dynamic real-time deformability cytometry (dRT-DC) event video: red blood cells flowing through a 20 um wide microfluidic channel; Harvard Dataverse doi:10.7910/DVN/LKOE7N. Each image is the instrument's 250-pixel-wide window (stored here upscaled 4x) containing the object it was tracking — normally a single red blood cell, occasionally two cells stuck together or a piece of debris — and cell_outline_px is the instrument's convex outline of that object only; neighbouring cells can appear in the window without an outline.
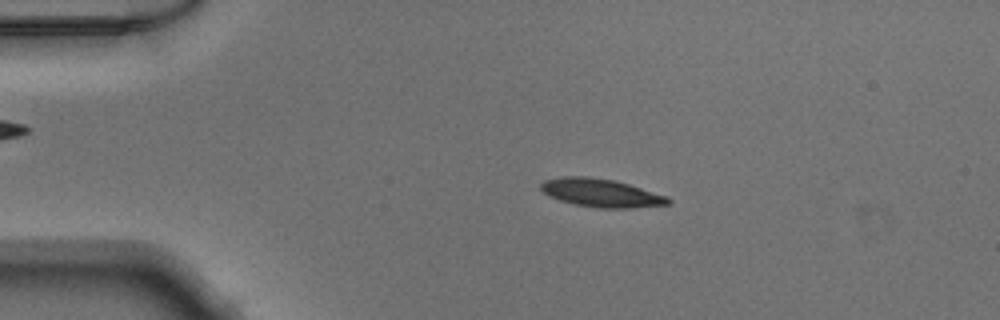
{"species": "Egyptian fruit bat (a non-hibernating species)", "species_latin": "Rousettus aegyptiacus", "temperature_condition": "warm", "stored_images_in_passage": 50, "camera_frame_rate_fps": 3000, "um_per_image_px": 0.085, "animal": {"sex": "male"}, "frame": {"image": 1, "passage_image": 10, "time_ms": 3.0, "image_size_px": [1000, 320], "cell_outline_px": [[672, 200], [668, 204], [628, 208], [600, 208], [576, 204], [560, 200], [548, 196], [540, 188], [540, 184], [544, 180], [564, 176], [588, 176], [612, 180], [628, 184], [668, 196]], "centroid_in_image_um": [51.07, 16.39], "position_along_channel_um": 33.9, "area_um2": 20.75}}
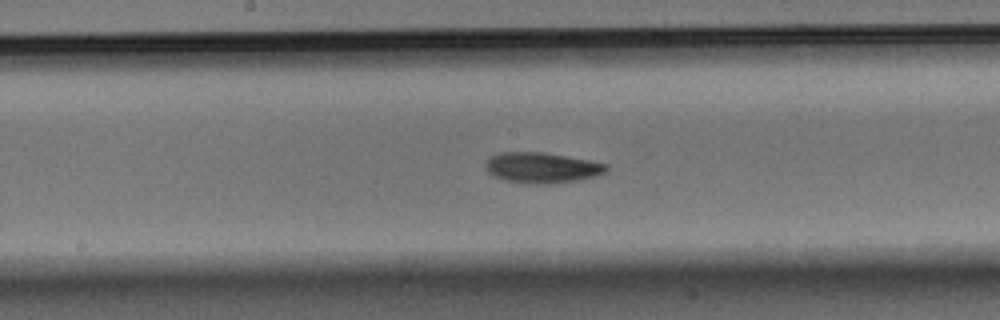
{"frame": {"image": 2, "passage_image": 26, "time_ms": 8.333, "image_size_px": [1000, 320], "cell_outline_px": [[608, 168], [604, 172], [596, 176], [576, 180], [548, 184], [528, 184], [504, 180], [488, 172], [484, 168], [484, 164], [492, 156], [500, 152], [544, 152], [592, 160], [608, 164]], "centroid_in_image_um": [46.07, 14.25], "position_along_channel_um": 202.1, "area_um2": 21.62}}
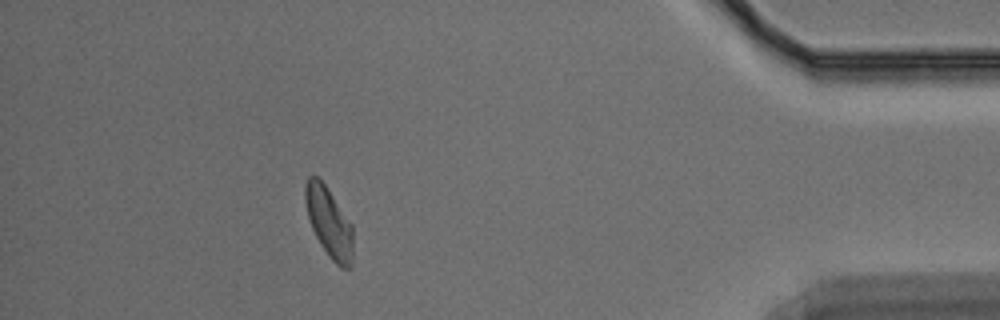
{"frame": {"image": 3, "passage_image": 45, "time_ms": 14.667, "image_size_px": [1000, 320], "cell_outline_px": [[352, 268], [340, 268], [328, 256], [320, 244], [312, 228], [308, 216], [304, 200], [304, 184], [308, 176], [316, 176], [324, 184], [352, 224]], "centroid_in_image_um": [27.95, 18.91], "position_along_channel_um": 407.2, "area_um2": 19.42}}